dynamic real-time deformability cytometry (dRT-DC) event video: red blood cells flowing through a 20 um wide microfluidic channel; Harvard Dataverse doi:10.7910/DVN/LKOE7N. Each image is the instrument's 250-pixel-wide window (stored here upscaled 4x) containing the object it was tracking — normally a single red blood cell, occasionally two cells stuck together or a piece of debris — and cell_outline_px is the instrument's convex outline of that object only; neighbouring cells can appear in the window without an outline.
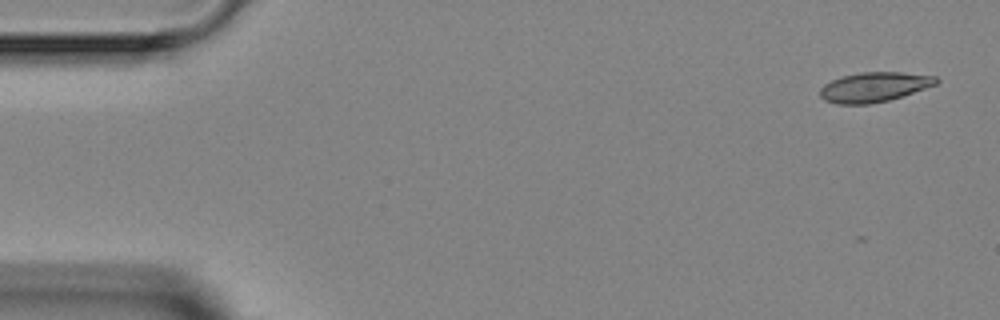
{"species": "Egyptian fruit bat (a non-hibernating species)", "species_latin": "Rousettus aegyptiacus", "temperature_condition": "room temperature", "stored_images_in_passage": 4, "camera_frame_rate_fps": 3000, "um_per_image_px": 0.085, "animal": {"sex": "female"}, "frame": {"image": 1, "passage_image": 1, "time_ms": 0.0, "image_size_px": [1000, 320], "cell_outline_px": [[940, 80], [936, 84], [888, 100], [872, 104], [836, 104], [824, 100], [820, 96], [820, 88], [824, 84], [840, 76], [860, 72], [900, 72], [936, 76]], "centroid_in_image_um": [74.26, 7.39], "position_along_channel_um": 10.7, "area_um2": 20.06}}
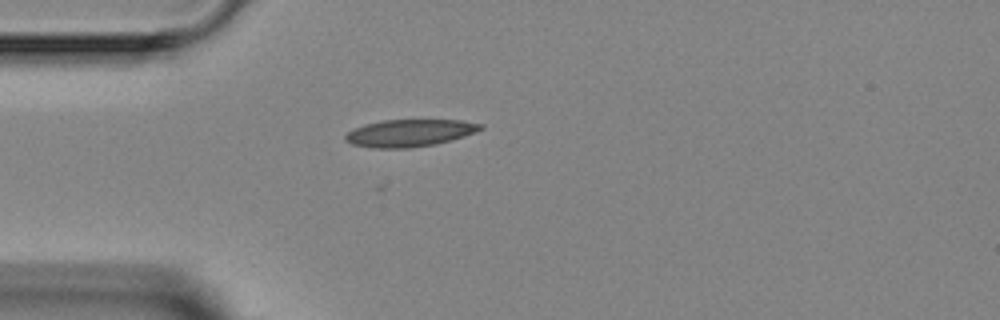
{"frame": {"image": 2, "passage_image": 4, "time_ms": 3.667, "image_size_px": [1000, 320], "cell_outline_px": [[484, 128], [464, 136], [452, 140], [436, 144], [408, 148], [372, 148], [352, 144], [344, 140], [344, 136], [352, 128], [364, 124], [380, 120], [460, 120], [484, 124]], "centroid_in_image_um": [34.79, 11.3], "position_along_channel_um": 50.2, "area_um2": 21.62}}